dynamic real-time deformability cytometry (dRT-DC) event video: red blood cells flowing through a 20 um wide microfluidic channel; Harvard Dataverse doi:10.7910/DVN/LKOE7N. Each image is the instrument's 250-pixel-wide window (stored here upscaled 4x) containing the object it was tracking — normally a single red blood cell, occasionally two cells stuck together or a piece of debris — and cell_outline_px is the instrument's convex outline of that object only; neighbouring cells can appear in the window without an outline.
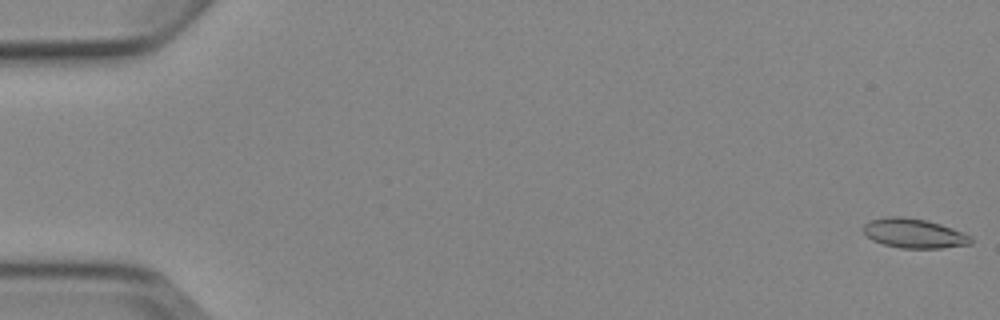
{"species": "Egyptian fruit bat (a non-hibernating species)", "species_latin": "Rousettus aegyptiacus", "temperature_condition": "cold", "stored_images_in_passage": 5, "camera_frame_rate_fps": 3000, "um_per_image_px": 0.085, "animal": {"sex": "female"}, "frame": {"image": 1, "passage_image": 1, "time_ms": 0.0, "image_size_px": [1000, 320], "cell_outline_px": [[972, 244], [940, 248], [900, 248], [884, 244], [872, 240], [864, 232], [864, 224], [868, 220], [884, 216], [904, 216], [928, 220], [952, 228], [972, 236]], "centroid_in_image_um": [77.69, 19.82], "position_along_channel_um": 7.3, "area_um2": 18.61}}
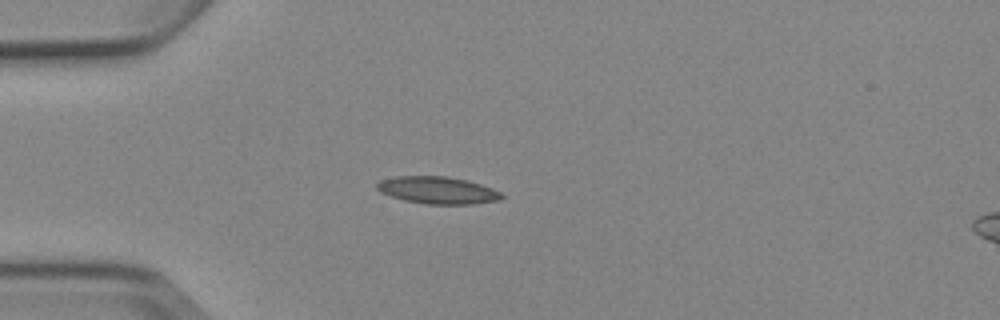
{"frame": {"image": 2, "passage_image": 5, "time_ms": 4.667, "image_size_px": [1000, 320], "cell_outline_px": [[504, 196], [500, 200], [472, 204], [428, 204], [404, 200], [380, 192], [376, 188], [376, 184], [380, 180], [396, 176], [448, 176], [468, 180], [492, 188], [500, 192]], "centroid_in_image_um": [37.2, 16.16], "position_along_channel_um": 47.8, "area_um2": 19.77}}